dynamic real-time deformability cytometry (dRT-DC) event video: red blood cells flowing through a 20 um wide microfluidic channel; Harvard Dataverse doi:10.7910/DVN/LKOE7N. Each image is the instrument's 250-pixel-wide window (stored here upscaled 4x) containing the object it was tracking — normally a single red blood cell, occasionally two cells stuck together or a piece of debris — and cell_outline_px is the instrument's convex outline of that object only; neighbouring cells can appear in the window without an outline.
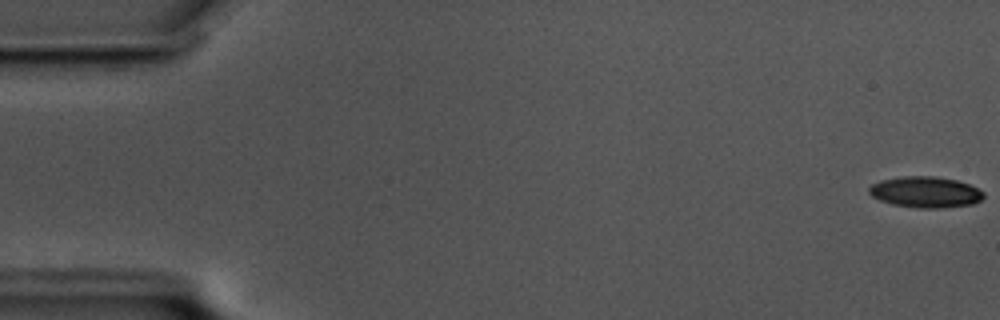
{"species": "common noctule bat (a hibernating species)", "species_latin": "Nyctalus noctula", "temperature_condition": "cold", "stored_images_in_passage": 59, "camera_frame_rate_fps": 3000, "um_per_image_px": 0.085, "animal": {"sex": "male", "body_mass_g": 17.5, "forearm_length_mm": 52.3}, "frame": {"image": 1, "passage_image": 1, "time_ms": 0.0, "image_size_px": [1000, 320], "cell_outline_px": [[984, 196], [980, 200], [972, 204], [940, 208], [916, 208], [892, 204], [880, 200], [872, 196], [868, 192], [868, 188], [872, 184], [880, 180], [904, 176], [936, 176], [956, 180], [968, 184], [984, 192]], "centroid_in_image_um": [78.64, 16.32], "position_along_channel_um": 6.4, "area_um2": 20.69}}
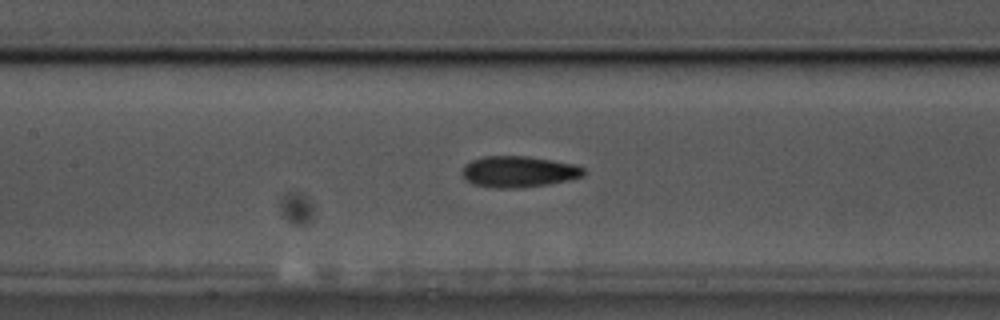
{"frame": {"image": 2, "passage_image": 27, "time_ms": 8.667, "image_size_px": [1000, 320], "cell_outline_px": [[584, 172], [580, 176], [568, 180], [548, 184], [520, 188], [496, 188], [472, 184], [460, 172], [464, 164], [472, 160], [484, 156], [528, 156], [552, 160], [572, 164], [584, 168]], "centroid_in_image_um": [44.03, 14.59], "position_along_channel_um": 163.4, "area_um2": 21.96}}
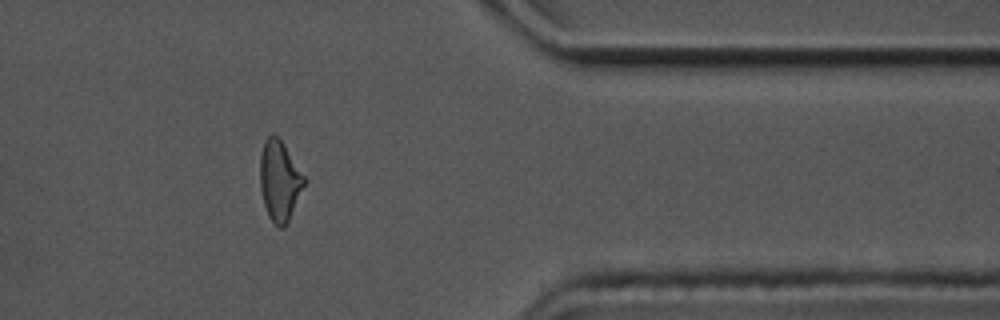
{"frame": {"image": 3, "passage_image": 48, "time_ms": 15.667, "image_size_px": [1000, 320], "cell_outline_px": [[308, 180], [284, 228], [280, 228], [268, 216], [264, 204], [260, 188], [260, 156], [264, 140], [272, 132], [284, 144]], "centroid_in_image_um": [23.78, 15.33], "position_along_channel_um": 387.6, "area_um2": 20.75}, "authors_computed_cell_mechanics": {"area_um2": 21.3282, "velocity_mm_per_s": 3.4709, "shape_relaxation_time_tau1_ms": 3.7434, "shape_relaxation_time_tau2_ms": 3.2706, "deformation_change_tau1": 0.1224, "deformation_change_tau2": 0.0925}}